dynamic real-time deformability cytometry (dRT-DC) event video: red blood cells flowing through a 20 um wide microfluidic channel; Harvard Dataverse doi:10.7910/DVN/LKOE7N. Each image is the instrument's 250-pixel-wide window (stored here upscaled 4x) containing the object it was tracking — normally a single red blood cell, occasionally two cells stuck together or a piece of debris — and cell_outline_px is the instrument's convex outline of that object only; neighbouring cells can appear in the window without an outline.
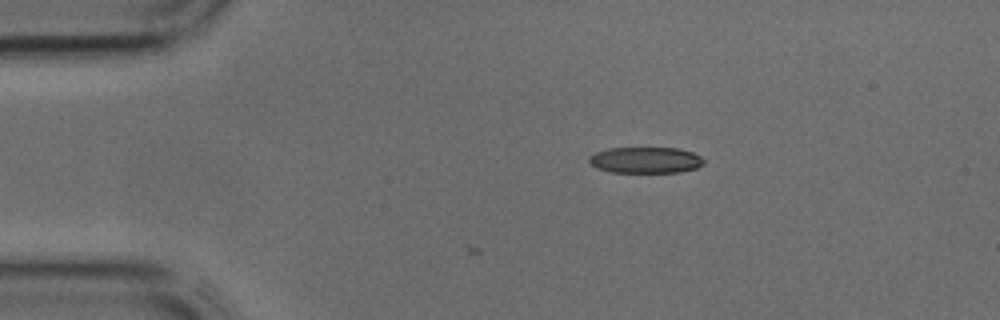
{"species": "common noctule bat (a hibernating species)", "species_latin": "Nyctalus noctula", "temperature_condition": "cold", "stored_images_in_passage": 4, "camera_frame_rate_fps": 3000, "um_per_image_px": 0.085, "animal": {"sex": "male", "body_mass_g": 17.9, "forearm_length_mm": 54.2}, "frame": {"image": 1, "passage_image": 1, "time_ms": 0.0, "image_size_px": [1000, 320], "cell_outline_px": [[704, 164], [696, 168], [680, 172], [612, 172], [596, 168], [588, 160], [588, 156], [596, 152], [608, 148], [680, 148], [692, 152], [700, 156], [704, 160]], "centroid_in_image_um": [54.87, 13.6], "position_along_channel_um": 30.1, "area_um2": 17.51}}